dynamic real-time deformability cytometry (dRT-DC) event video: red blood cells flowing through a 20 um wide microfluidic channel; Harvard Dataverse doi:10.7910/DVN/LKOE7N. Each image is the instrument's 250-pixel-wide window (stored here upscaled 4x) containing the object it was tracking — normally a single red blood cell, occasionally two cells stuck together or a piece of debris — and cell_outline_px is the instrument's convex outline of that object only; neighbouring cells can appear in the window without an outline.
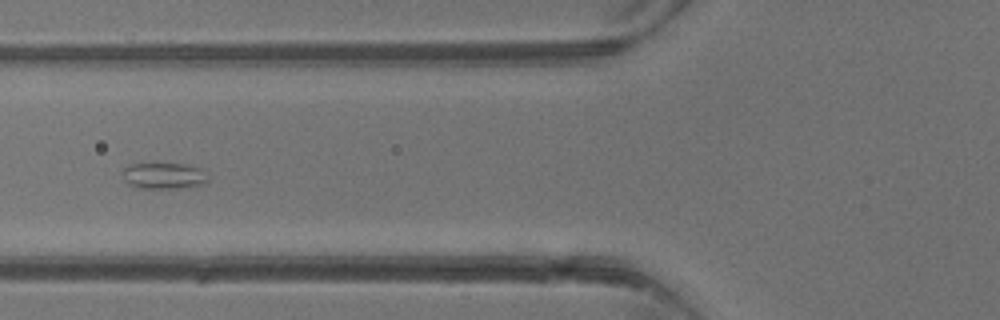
{"species": "common noctule bat (a hibernating species)", "species_latin": "Nyctalus noctula", "temperature_condition": "warm", "stored_images_in_passage": 4, "camera_frame_rate_fps": 3000, "um_per_image_px": 0.085, "animal": {"sex": "male", "body_mass_g": 13.3}, "frame": {"image": 1, "passage_image": 4, "time_ms": 4.667, "image_size_px": [1000, 320], "cell_outline_px": [[208, 184], [184, 188], [136, 188], [128, 184], [124, 180], [124, 168], [128, 164], [156, 160], [192, 164], [200, 168], [208, 176]], "centroid_in_image_um": [13.95, 14.88], "position_along_channel_um": 111.8, "area_um2": 14.22}}